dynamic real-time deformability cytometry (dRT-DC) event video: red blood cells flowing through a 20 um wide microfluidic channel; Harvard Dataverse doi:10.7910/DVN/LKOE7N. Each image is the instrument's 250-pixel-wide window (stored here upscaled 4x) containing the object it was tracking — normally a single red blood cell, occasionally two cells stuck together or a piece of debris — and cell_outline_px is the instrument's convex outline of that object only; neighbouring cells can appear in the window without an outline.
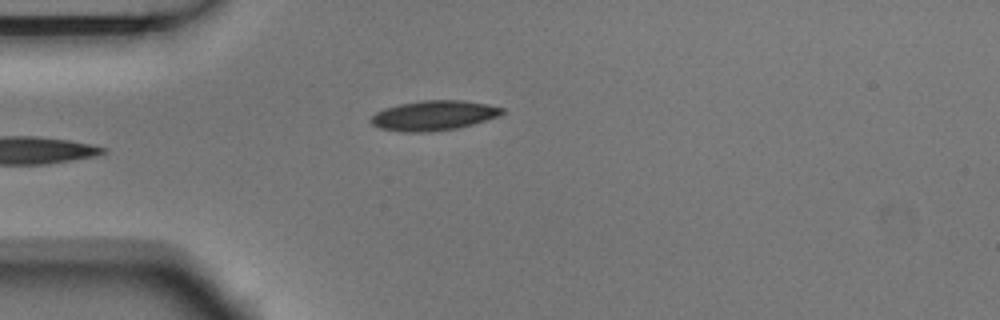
{"species": "Egyptian fruit bat (a non-hibernating species)", "species_latin": "Rousettus aegyptiacus", "temperature_condition": "room temperature", "stored_images_in_passage": 4, "camera_frame_rate_fps": 3000, "um_per_image_px": 0.085, "animal": {"sex": "male"}, "frame": {"image": 1, "passage_image": 4, "time_ms": 1.0, "image_size_px": [1000, 320], "cell_outline_px": [[504, 112], [500, 116], [472, 124], [456, 128], [432, 132], [400, 132], [380, 128], [372, 124], [368, 120], [376, 112], [384, 108], [400, 104], [424, 100], [460, 100], [488, 104], [504, 108]], "centroid_in_image_um": [36.85, 9.82], "position_along_channel_um": 48.1, "area_um2": 22.89}}